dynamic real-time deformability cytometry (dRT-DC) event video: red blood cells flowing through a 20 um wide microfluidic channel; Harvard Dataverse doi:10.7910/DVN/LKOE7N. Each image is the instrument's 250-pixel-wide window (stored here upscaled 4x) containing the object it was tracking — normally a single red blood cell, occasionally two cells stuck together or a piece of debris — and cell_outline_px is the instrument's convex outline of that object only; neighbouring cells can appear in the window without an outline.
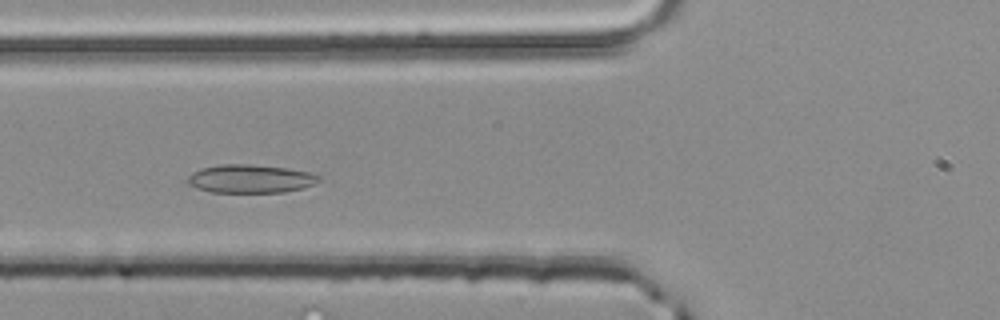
{"species": "common noctule bat (a hibernating species)", "species_latin": "Nyctalus noctula", "temperature_condition": "room temperature", "stored_images_in_passage": 40, "camera_frame_rate_fps": 3000, "um_per_image_px": 0.085, "animal": {"sex": "male", "body_mass_g": 20.4}, "frame": {"image": 1, "passage_image": 8, "time_ms": 2.333, "image_size_px": [1000, 320], "cell_outline_px": [[320, 180], [304, 188], [284, 192], [212, 192], [196, 188], [188, 184], [188, 176], [192, 172], [200, 168], [220, 164], [252, 164], [288, 168], [308, 172], [320, 176]], "centroid_in_image_um": [21.26, 15.19], "position_along_channel_um": 104.5, "area_um2": 21.73}}
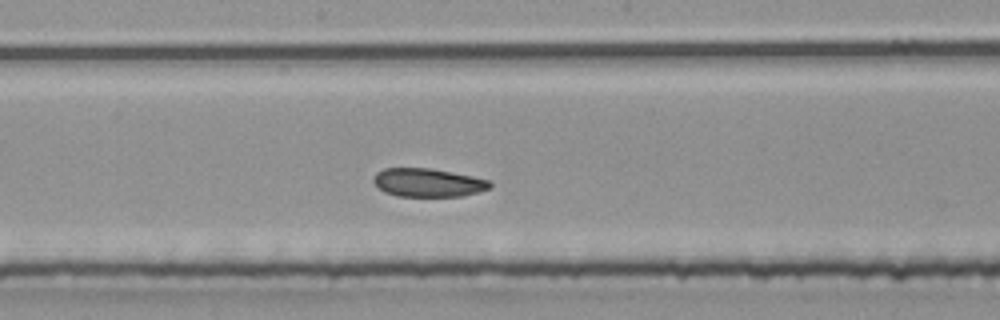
{"frame": {"image": 2, "passage_image": 16, "time_ms": 5.0, "image_size_px": [1000, 320], "cell_outline_px": [[492, 188], [460, 196], [396, 196], [384, 192], [372, 180], [376, 172], [384, 168], [432, 168], [472, 176], [488, 180], [492, 184]], "centroid_in_image_um": [36.36, 15.51], "position_along_channel_um": 211.8, "area_um2": 19.25}}
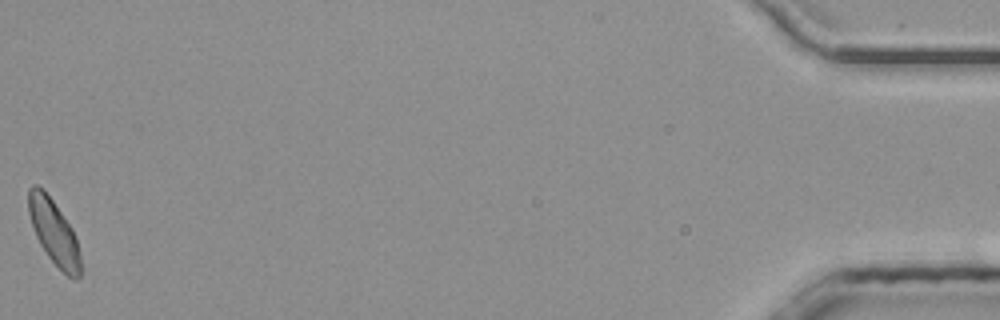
{"frame": {"image": 3, "passage_image": 40, "time_ms": 13.0, "image_size_px": [1000, 320], "cell_outline_px": [[80, 276], [76, 280], [72, 280], [48, 256], [40, 244], [36, 236], [28, 212], [28, 188], [32, 184], [36, 184], [52, 200], [72, 228], [76, 236], [80, 256]], "centroid_in_image_um": [4.58, 19.74], "position_along_channel_um": 430.6, "area_um2": 19.31}, "authors_computed_cell_mechanics": {"area_um2": 19.9988, "velocity_mm_per_s": 4.0193, "shape_relaxation_time_tau1_ms": 7.7502, "shape_relaxation_time_tau2_ms": 7.313, "deformation_change_tau1": 0.1349, "deformation_change_tau2": 0.1198}}